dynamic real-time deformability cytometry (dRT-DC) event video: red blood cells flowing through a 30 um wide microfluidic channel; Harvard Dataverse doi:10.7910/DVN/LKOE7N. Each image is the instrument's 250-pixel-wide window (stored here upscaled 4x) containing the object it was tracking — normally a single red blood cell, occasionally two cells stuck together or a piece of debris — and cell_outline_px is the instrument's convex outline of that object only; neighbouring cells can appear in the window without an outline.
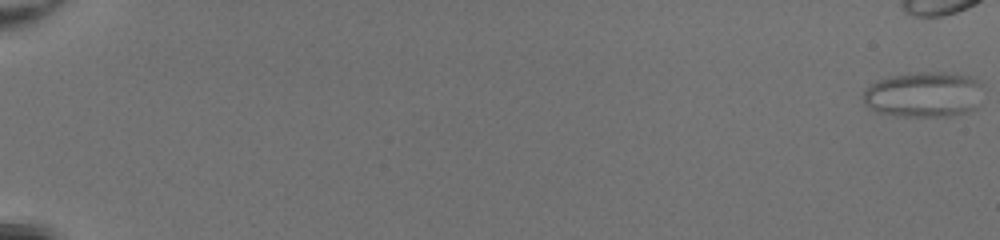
{"species": "common noctule bat (a hibernating species)", "species_latin": "Nyctalus noctula", "temperature_condition": "room temperature", "stored_images_in_passage": 44, "segment_of_instrument_passage": [1, 2], "camera_frame_rate_fps": 3000, "um_per_image_px": 0.085, "animal": {"sex": "female", "body_mass_g": 20.0, "forearm_length_mm": 54.0}, "frame": {"image": 1, "passage_image": 1, "time_ms": 0.0, "image_size_px": [1000, 240], "cell_outline_px": [[984, 84], [976, 108], [968, 112], [952, 116], [896, 116], [872, 112], [864, 104], [864, 88], [876, 80], [892, 76], [920, 72], [952, 72], [972, 76], [980, 80]], "centroid_in_image_um": [78.53, 8.03], "position_along_channel_um": 6.5, "area_um2": 32.54}}
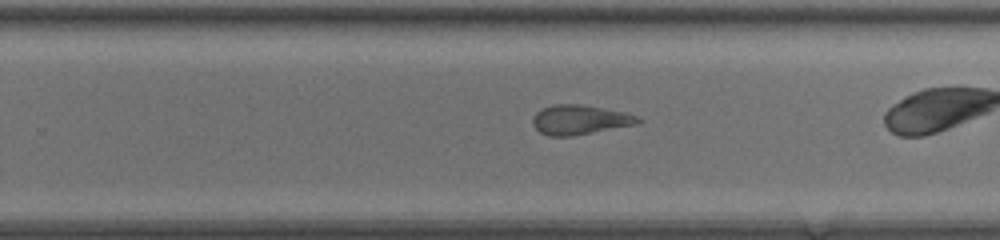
{"frame": {"image": 2, "passage_image": 36, "time_ms": 11.667, "image_size_px": [1000, 240], "cell_outline_px": [[644, 120], [640, 124], [572, 136], [548, 136], [540, 132], [532, 124], [532, 120], [536, 112], [552, 104], [584, 104], [624, 112], [640, 116]], "centroid_in_image_um": [49.34, 10.18], "position_along_channel_um": 280.5, "area_um2": 18.44}}
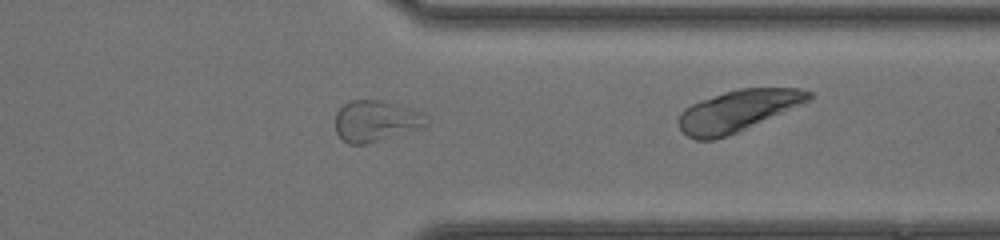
{"frame": {"image": 3, "passage_image": 43, "time_ms": 14.0, "image_size_px": [1000, 240], "cell_outline_px": [[428, 124], [424, 128], [364, 144], [348, 144], [336, 132], [336, 112], [348, 100], [380, 100], [408, 108], [420, 112], [428, 116]], "centroid_in_image_um": [31.96, 10.28], "position_along_channel_um": 379.4, "area_um2": 21.73}}